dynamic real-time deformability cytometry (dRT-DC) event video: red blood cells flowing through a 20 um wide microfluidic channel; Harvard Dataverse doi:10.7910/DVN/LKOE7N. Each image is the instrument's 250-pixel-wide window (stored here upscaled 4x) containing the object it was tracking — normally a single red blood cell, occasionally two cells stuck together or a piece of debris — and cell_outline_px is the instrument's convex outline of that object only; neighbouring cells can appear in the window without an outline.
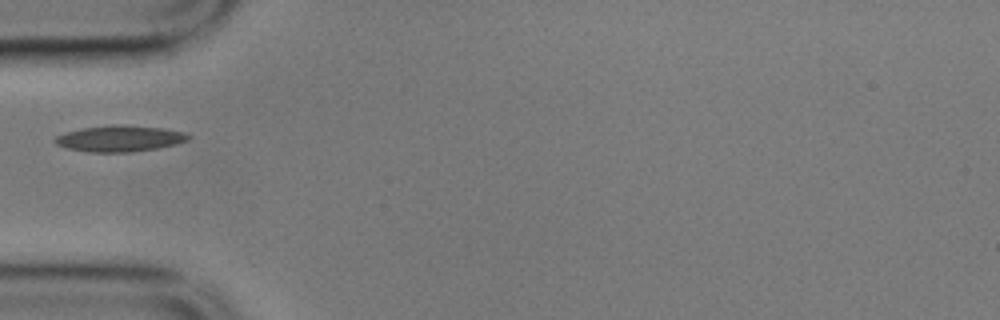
{"species": "common noctule bat (a hibernating species)", "species_latin": "Nyctalus noctula", "temperature_condition": "cold", "stored_images_in_passage": 13, "camera_frame_rate_fps": 3000, "um_per_image_px": 0.085, "animal": {"sex": "male", "body_mass_g": 17.9}, "frame": {"image": 1, "passage_image": 1, "time_ms": 0.0, "image_size_px": [1000, 320], "cell_outline_px": [[192, 136], [188, 140], [176, 144], [156, 148], [132, 152], [88, 152], [68, 148], [56, 144], [52, 140], [56, 136], [68, 132], [84, 128], [116, 124], [120, 124], [164, 128], [184, 132]], "centroid_in_image_um": [10.2, 11.77], "position_along_channel_um": 74.8, "area_um2": 20.23}}
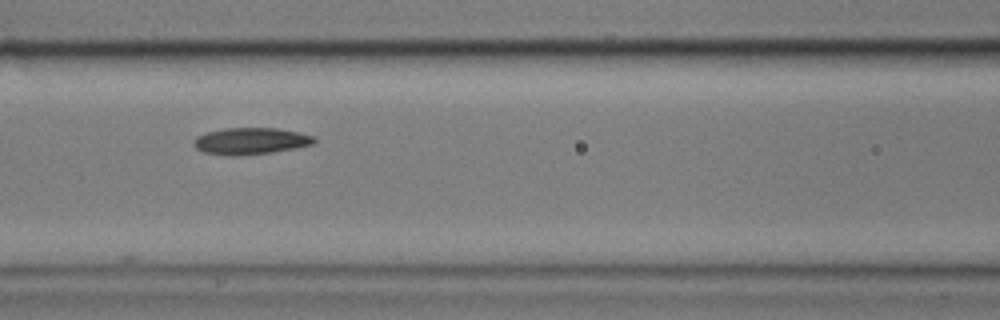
{"frame": {"image": 2, "passage_image": 7, "time_ms": 2.0, "image_size_px": [1000, 320], "cell_outline_px": [[316, 140], [312, 144], [296, 148], [272, 152], [236, 156], [228, 156], [204, 152], [196, 148], [192, 144], [192, 140], [196, 136], [208, 132], [224, 128], [276, 128], [316, 136]], "centroid_in_image_um": [21.27, 11.99], "position_along_channel_um": 145.3, "area_um2": 18.79}}